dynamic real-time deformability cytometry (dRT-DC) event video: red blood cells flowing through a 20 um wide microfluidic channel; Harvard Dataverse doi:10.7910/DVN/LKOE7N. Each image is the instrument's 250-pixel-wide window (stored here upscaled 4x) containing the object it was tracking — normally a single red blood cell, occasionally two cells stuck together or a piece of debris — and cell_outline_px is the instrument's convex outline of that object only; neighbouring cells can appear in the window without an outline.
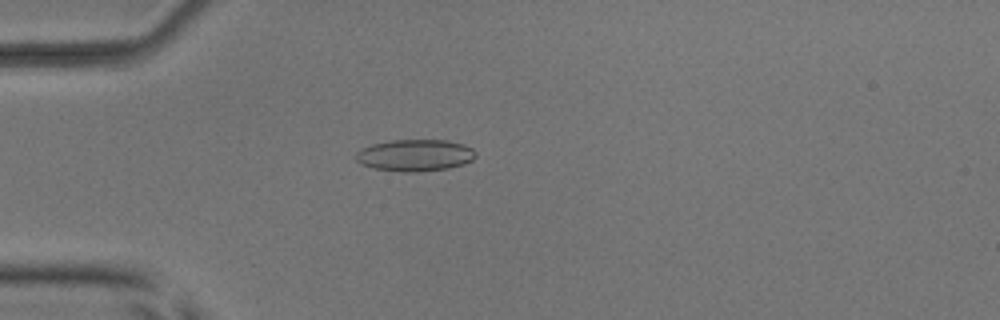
{"species": "common noctule bat (a hibernating species)", "species_latin": "Nyctalus noctula", "temperature_condition": "room temperature", "stored_images_in_passage": 6, "camera_frame_rate_fps": 3000, "um_per_image_px": 0.085, "animal": {"sex": "male", "body_mass_g": 17.9, "forearm_length_mm": 54.2}, "frame": {"image": 1, "passage_image": 4, "time_ms": 3.667, "image_size_px": [1000, 320], "cell_outline_px": [[476, 156], [472, 160], [464, 164], [448, 168], [420, 172], [400, 172], [372, 168], [360, 164], [356, 160], [356, 152], [360, 148], [372, 144], [388, 140], [448, 140], [464, 144], [472, 148], [476, 152]], "centroid_in_image_um": [35.26, 13.2], "position_along_channel_um": 49.7, "area_um2": 22.54}}